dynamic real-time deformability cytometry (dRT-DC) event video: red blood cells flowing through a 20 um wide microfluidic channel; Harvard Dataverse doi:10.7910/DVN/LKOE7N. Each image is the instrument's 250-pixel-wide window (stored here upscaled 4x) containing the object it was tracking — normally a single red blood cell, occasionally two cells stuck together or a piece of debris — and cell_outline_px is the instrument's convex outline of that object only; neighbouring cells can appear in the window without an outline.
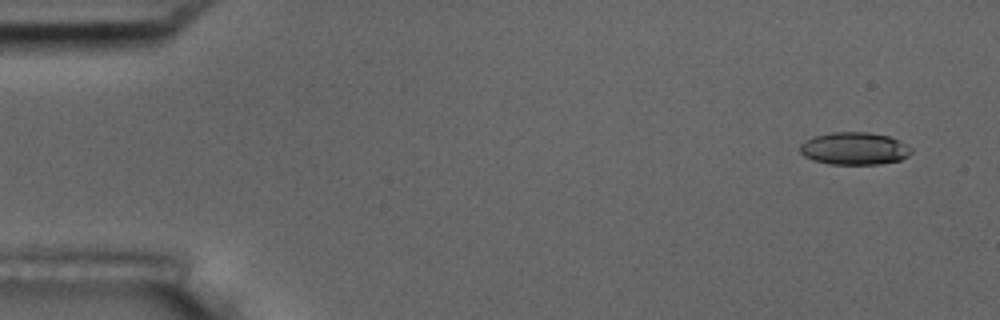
{"species": "common noctule bat (a hibernating species)", "species_latin": "Nyctalus noctula", "temperature_condition": "room temperature", "stored_images_in_passage": 4, "camera_frame_rate_fps": 3000, "um_per_image_px": 0.085, "animal": {"sex": "male", "body_mass_g": 17.5, "forearm_length_mm": 52.3}, "frame": {"image": 1, "passage_image": 1, "time_ms": 0.0, "image_size_px": [1000, 320], "cell_outline_px": [[912, 152], [908, 156], [900, 160], [880, 164], [828, 164], [812, 160], [804, 156], [800, 152], [800, 144], [804, 140], [812, 136], [832, 132], [868, 132], [888, 136], [912, 148]], "centroid_in_image_um": [72.57, 12.63], "position_along_channel_um": 12.4, "area_um2": 21.15}}
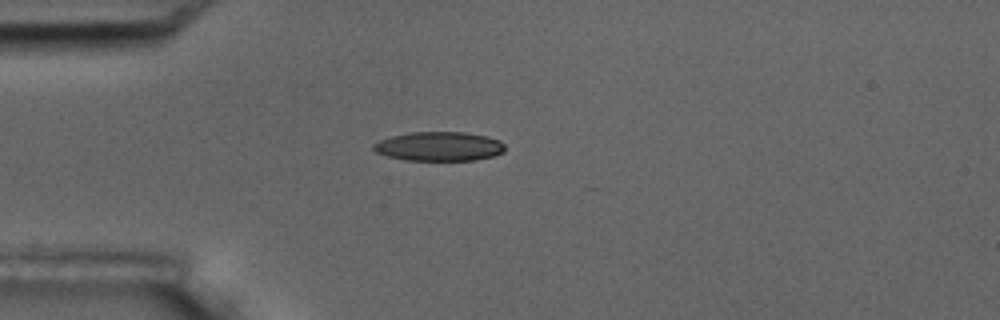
{"frame": {"image": 2, "passage_image": 4, "time_ms": 4.0, "image_size_px": [1000, 320], "cell_outline_px": [[504, 152], [492, 156], [476, 160], [404, 160], [388, 156], [376, 152], [372, 148], [372, 144], [380, 140], [392, 136], [412, 132], [464, 132], [488, 136], [500, 140], [504, 144]], "centroid_in_image_um": [37.34, 12.44], "position_along_channel_um": 47.7, "area_um2": 22.37}}